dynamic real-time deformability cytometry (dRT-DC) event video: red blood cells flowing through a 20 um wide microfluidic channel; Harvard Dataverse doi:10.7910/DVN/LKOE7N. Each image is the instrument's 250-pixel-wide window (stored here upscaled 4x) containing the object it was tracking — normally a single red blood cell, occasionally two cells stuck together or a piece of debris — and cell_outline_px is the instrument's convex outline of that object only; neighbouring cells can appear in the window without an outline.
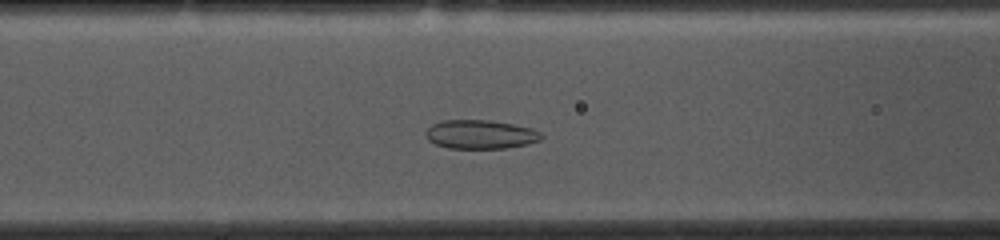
{"species": "common noctule bat (a hibernating species)", "species_latin": "Nyctalus noctula", "temperature_condition": "cold", "stored_images_in_passage": 46, "camera_frame_rate_fps": 3000, "um_per_image_px": 0.085, "animal": {"sex": "female", "body_mass_g": 10.0, "forearm_length_mm": 53.1}, "frame": {"image": 1, "passage_image": 17, "time_ms": 5.333, "image_size_px": [1000, 240], "cell_outline_px": [[544, 136], [540, 140], [528, 144], [504, 148], [448, 148], [436, 144], [428, 140], [424, 132], [432, 124], [440, 120], [488, 120], [512, 124], [532, 128], [540, 132]], "centroid_in_image_um": [40.82, 11.42], "position_along_channel_um": 125.8, "area_um2": 19.48}}
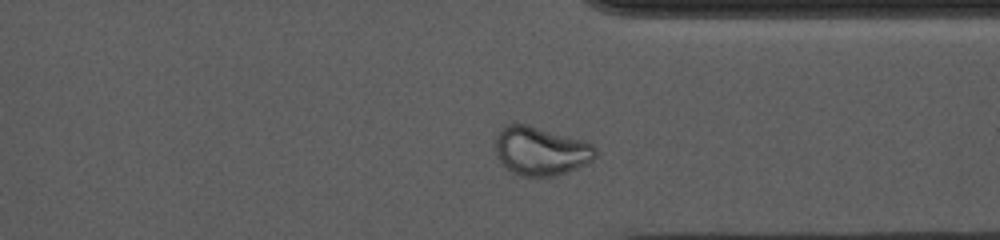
{"frame": {"image": 2, "passage_image": 37, "time_ms": 12.0, "image_size_px": [1000, 240], "cell_outline_px": [[596, 156], [588, 164], [568, 172], [556, 176], [520, 176], [504, 168], [496, 156], [496, 132], [504, 124], [528, 124], [588, 140], [596, 148]], "centroid_in_image_um": [45.98, 12.82], "position_along_channel_um": 365.4, "area_um2": 29.19}}
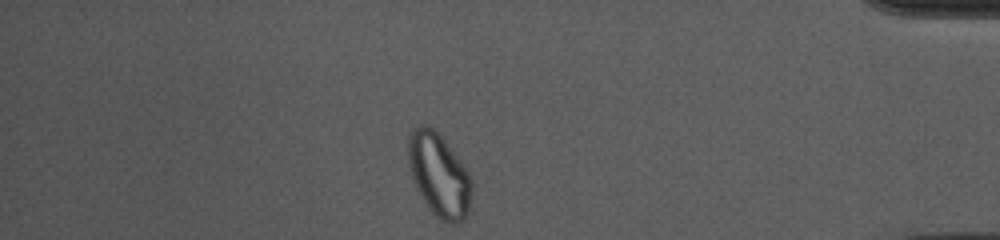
{"frame": {"image": 3, "passage_image": 43, "time_ms": 14.0, "image_size_px": [1000, 240], "cell_outline_px": [[472, 192], [468, 212], [464, 220], [456, 224], [452, 224], [440, 220], [432, 212], [416, 188], [412, 180], [408, 168], [408, 132], [412, 128], [420, 124], [424, 124], [432, 128], [444, 140], [460, 160], [472, 176]], "centroid_in_image_um": [37.31, 14.87], "position_along_channel_um": 397.9, "area_um2": 31.15}, "authors_computed_cell_mechanics": {"area_um2": 23.1778, "velocity_mm_per_s": 3.6175, "shape_relaxation_time_tau1_ms": null, "shape_relaxation_time_tau2_ms": 1.7167, "deformation_change_tau1": null, "deformation_change_tau2": 0.0606}}